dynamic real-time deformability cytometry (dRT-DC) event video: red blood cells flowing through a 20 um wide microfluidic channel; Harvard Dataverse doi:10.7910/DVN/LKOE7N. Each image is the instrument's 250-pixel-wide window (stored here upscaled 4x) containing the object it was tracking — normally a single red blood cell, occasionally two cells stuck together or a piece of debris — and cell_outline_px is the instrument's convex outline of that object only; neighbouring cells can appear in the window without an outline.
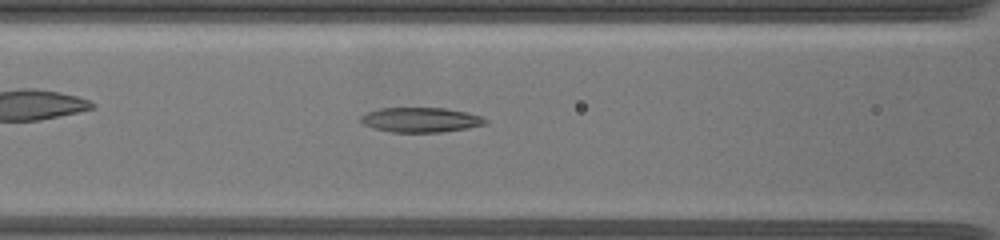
{"species": "common noctule bat (a hibernating species)", "species_latin": "Nyctalus noctula", "temperature_condition": "warm", "stored_images_in_passage": 26, "camera_frame_rate_fps": 3000, "um_per_image_px": 0.085, "animal": {"sex": "female", "body_mass_g": 19.5, "forearm_length_mm": 54.1}, "frame": {"image": 1, "passage_image": 3, "time_ms": 0.667, "image_size_px": [1000, 240], "cell_outline_px": [[488, 120], [484, 124], [468, 128], [440, 132], [388, 132], [372, 128], [364, 124], [360, 120], [360, 116], [368, 112], [380, 108], [444, 108], [468, 112], [480, 116]], "centroid_in_image_um": [35.74, 10.19], "position_along_channel_um": 130.9, "area_um2": 17.98}}
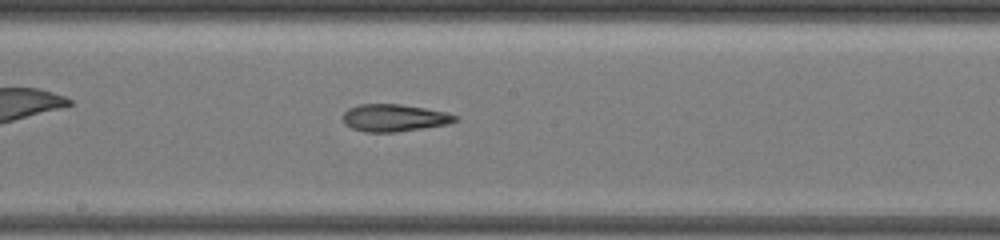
{"frame": {"image": 2, "passage_image": 10, "time_ms": 3.0, "image_size_px": [1000, 240], "cell_outline_px": [[460, 120], [448, 124], [396, 132], [364, 132], [352, 128], [344, 124], [340, 116], [348, 108], [360, 104], [400, 104], [424, 108], [444, 112], [460, 116]], "centroid_in_image_um": [33.48, 10.02], "position_along_channel_um": 214.7, "area_um2": 18.03}}
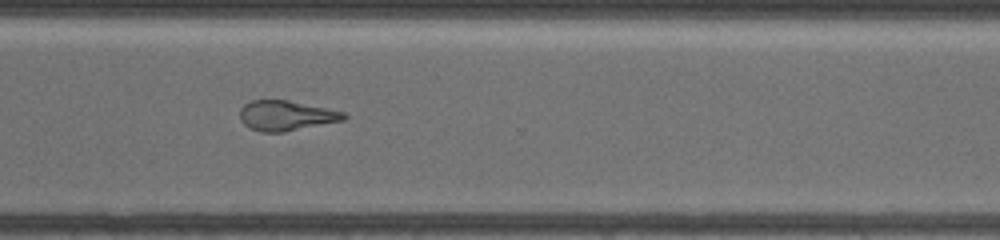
{"frame": {"image": 3, "passage_image": 20, "time_ms": 6.667, "image_size_px": [1000, 240], "cell_outline_px": [[348, 116], [344, 120], [284, 132], [260, 132], [248, 128], [240, 120], [240, 108], [244, 104], [252, 100], [288, 100], [344, 112]], "centroid_in_image_um": [24.28, 9.83], "position_along_channel_um": 346.3, "area_um2": 18.21}}